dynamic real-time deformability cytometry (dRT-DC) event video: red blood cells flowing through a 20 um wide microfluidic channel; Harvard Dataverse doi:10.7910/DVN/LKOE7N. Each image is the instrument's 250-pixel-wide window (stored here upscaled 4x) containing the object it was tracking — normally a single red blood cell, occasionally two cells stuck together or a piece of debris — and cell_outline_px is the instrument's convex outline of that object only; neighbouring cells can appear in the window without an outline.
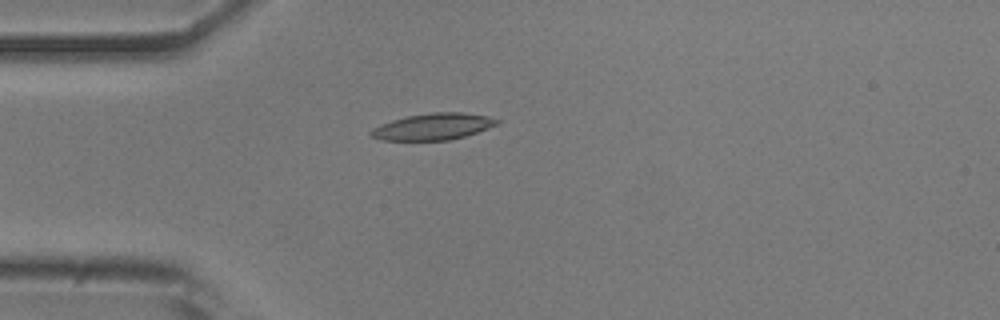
{"species": "common noctule bat (a hibernating species)", "species_latin": "Nyctalus noctula", "temperature_condition": "room temperature", "stored_images_in_passage": 4, "camera_frame_rate_fps": 3000, "um_per_image_px": 0.085, "animal": {"sex": "male", "body_mass_g": 20.5, "forearm_length_mm": 52.5}, "frame": {"image": 1, "passage_image": 4, "time_ms": 3.333, "image_size_px": [1000, 320], "cell_outline_px": [[500, 124], [464, 136], [448, 140], [384, 140], [372, 136], [368, 132], [372, 128], [380, 124], [392, 120], [408, 116], [432, 112], [464, 112], [488, 116], [500, 120]], "centroid_in_image_um": [36.83, 10.75], "position_along_channel_um": 48.2, "area_um2": 19.42}}